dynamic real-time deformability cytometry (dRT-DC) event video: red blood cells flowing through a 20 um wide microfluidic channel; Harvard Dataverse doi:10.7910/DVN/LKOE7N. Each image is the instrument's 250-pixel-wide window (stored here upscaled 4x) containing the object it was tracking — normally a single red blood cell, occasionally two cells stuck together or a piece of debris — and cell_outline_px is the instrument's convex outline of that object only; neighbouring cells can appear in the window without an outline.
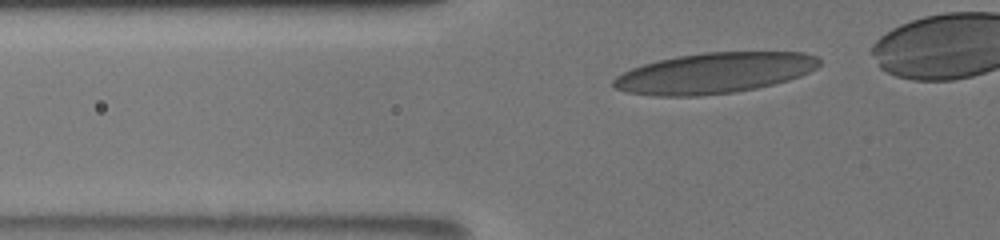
{"species": "human", "species_latin": "Homo sapiens", "temperature_condition": "room temperature", "stored_images_in_passage": 22, "camera_frame_rate_fps": 3000, "um_per_image_px": 0.085, "donor": {"sex": "male"}, "frame": {"image": 1, "passage_image": 2, "time_ms": 0.333, "image_size_px": [1000, 240], "cell_outline_px": [[820, 64], [816, 68], [800, 76], [788, 80], [756, 88], [736, 92], [696, 96], [652, 96], [628, 92], [616, 88], [612, 84], [612, 80], [616, 76], [632, 68], [644, 64], [660, 60], [680, 56], [704, 52], [804, 52], [816, 56], [820, 60]], "centroid_in_image_um": [60.73, 6.21], "position_along_channel_um": 65.1, "area_um2": 48.55}}
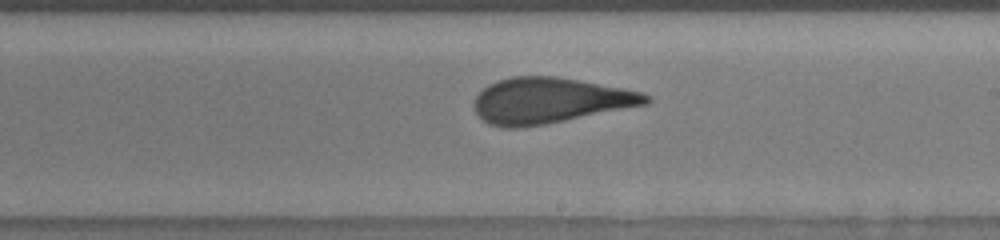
{"frame": {"image": 2, "passage_image": 14, "time_ms": 5.333, "image_size_px": [1000, 240], "cell_outline_px": [[652, 100], [648, 104], [544, 124], [520, 128], [504, 128], [488, 124], [476, 112], [476, 96], [488, 84], [512, 76], [556, 76], [580, 80], [624, 88], [640, 92], [652, 96]], "centroid_in_image_um": [46.76, 8.54], "position_along_channel_um": 242.2, "area_um2": 45.43}}
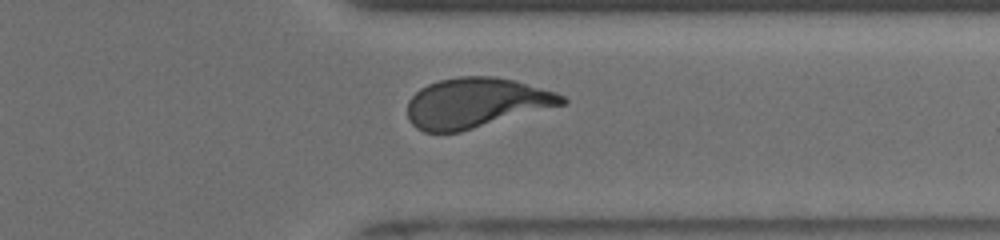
{"frame": {"image": 3, "passage_image": 20, "time_ms": 8.667, "image_size_px": [1000, 240], "cell_outline_px": [[568, 100], [564, 104], [460, 132], [424, 132], [416, 128], [408, 120], [408, 100], [420, 88], [428, 84], [440, 80], [460, 76], [492, 76], [516, 80], [556, 92], [564, 96]], "centroid_in_image_um": [40.44, 8.74], "position_along_channel_um": 371.0, "area_um2": 44.91}}